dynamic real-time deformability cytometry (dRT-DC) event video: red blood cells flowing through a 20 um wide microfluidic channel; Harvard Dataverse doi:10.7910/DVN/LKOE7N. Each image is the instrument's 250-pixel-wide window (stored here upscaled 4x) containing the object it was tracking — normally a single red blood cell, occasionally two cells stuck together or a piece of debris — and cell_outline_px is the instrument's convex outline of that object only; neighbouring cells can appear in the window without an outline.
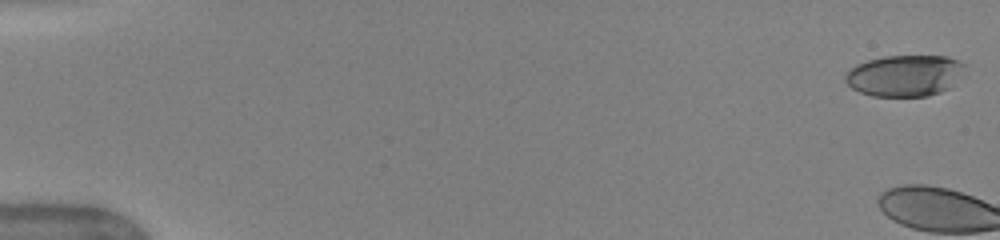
{"species": "human", "species_latin": "Homo sapiens", "temperature_condition": "warm", "stored_images_in_passage": 4, "camera_frame_rate_fps": 3000, "um_per_image_px": 0.085, "donor": {"sex": "female"}, "frame": {"image": 1, "passage_image": 1, "time_ms": 0.0, "image_size_px": [1000, 240], "cell_outline_px": [[964, 76], [952, 88], [928, 96], [872, 96], [860, 92], [852, 88], [844, 80], [844, 76], [856, 64], [868, 60], [884, 56], [948, 56], [964, 64]], "centroid_in_image_um": [76.95, 6.43], "position_along_channel_um": 8.0, "area_um2": 29.13}}